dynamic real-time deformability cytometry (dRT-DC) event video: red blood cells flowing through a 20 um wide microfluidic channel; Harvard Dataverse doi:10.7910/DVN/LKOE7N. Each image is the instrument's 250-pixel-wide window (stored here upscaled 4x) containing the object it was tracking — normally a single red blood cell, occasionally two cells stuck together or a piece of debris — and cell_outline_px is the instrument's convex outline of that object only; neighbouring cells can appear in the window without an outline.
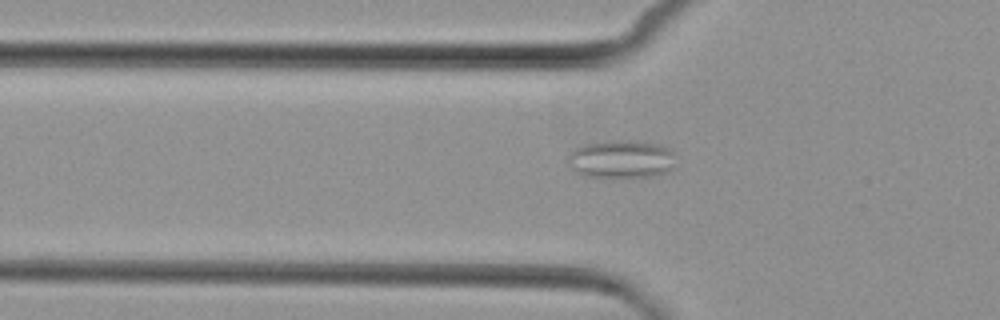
{"species": "common noctule bat (a hibernating species)", "species_latin": "Nyctalus noctula", "temperature_condition": "cold", "stored_images_in_passage": 3, "camera_frame_rate_fps": 3000, "um_per_image_px": 0.085, "animal": {"sex": "female", "body_mass_g": 29.2, "forearm_length_mm": 56.3}, "frame": {"image": 1, "passage_image": 3, "time_ms": 2.0, "image_size_px": [1000, 320], "cell_outline_px": [[676, 168], [668, 172], [652, 176], [588, 176], [572, 172], [568, 164], [568, 156], [572, 148], [580, 144], [612, 140], [616, 140], [656, 144], [668, 148], [672, 152]], "centroid_in_image_um": [52.75, 13.52], "position_along_channel_um": 73.0, "area_um2": 23.93}}